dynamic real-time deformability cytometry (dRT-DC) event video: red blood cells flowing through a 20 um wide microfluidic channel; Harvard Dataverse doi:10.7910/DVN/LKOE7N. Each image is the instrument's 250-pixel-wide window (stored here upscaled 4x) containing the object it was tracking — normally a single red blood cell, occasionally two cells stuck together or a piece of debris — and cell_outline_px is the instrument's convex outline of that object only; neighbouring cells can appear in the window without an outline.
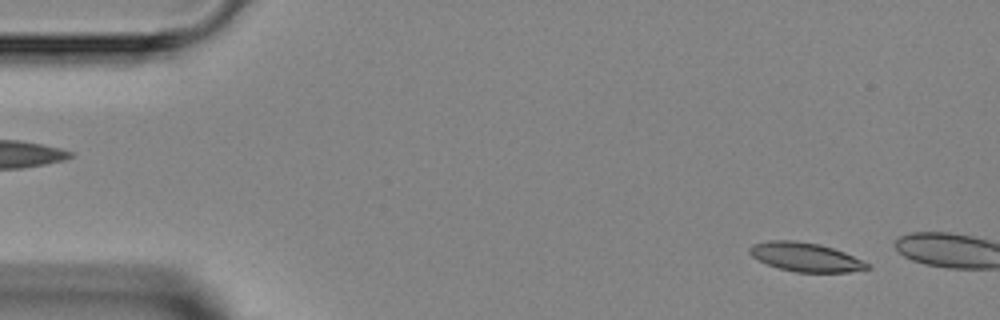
{"species": "Egyptian fruit bat (a non-hibernating species)", "species_latin": "Rousettus aegyptiacus", "temperature_condition": "room temperature", "stored_images_in_passage": 4, "camera_frame_rate_fps": 3000, "um_per_image_px": 0.085, "animal": {"sex": "female"}, "frame": {"image": 1, "passage_image": 2, "time_ms": 1.333, "image_size_px": [1000, 320], "cell_outline_px": [[872, 268], [848, 272], [796, 272], [780, 268], [768, 264], [752, 256], [748, 252], [748, 248], [752, 244], [768, 240], [792, 240], [820, 244], [844, 252], [868, 264]], "centroid_in_image_um": [68.43, 21.84], "position_along_channel_um": 16.6, "area_um2": 19.59}}